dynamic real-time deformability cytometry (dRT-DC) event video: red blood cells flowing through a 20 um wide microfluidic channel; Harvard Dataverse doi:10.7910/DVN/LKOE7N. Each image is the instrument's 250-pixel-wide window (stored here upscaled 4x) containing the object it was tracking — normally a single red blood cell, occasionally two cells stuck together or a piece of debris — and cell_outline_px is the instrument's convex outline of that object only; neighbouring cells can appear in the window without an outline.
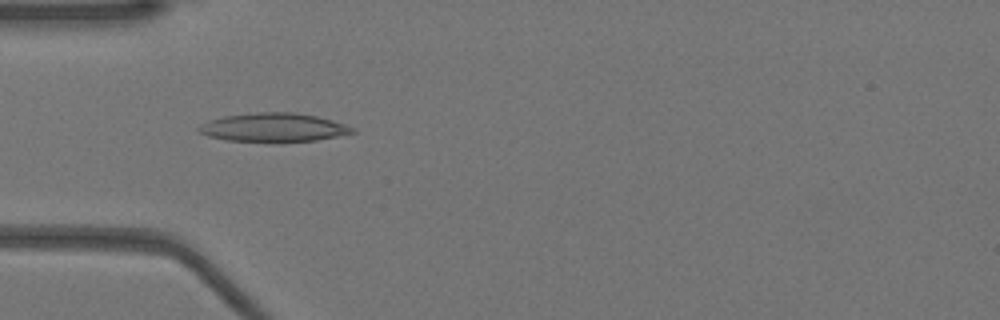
{"species": "Egyptian fruit bat (a non-hibernating species)", "species_latin": "Rousettus aegyptiacus", "temperature_condition": "warm", "stored_images_in_passage": 50, "camera_frame_rate_fps": 3000, "um_per_image_px": 0.085, "animal": {"sex": "female"}, "frame": {"image": 1, "passage_image": 15, "time_ms": 4.667, "image_size_px": [1000, 320], "cell_outline_px": [[356, 132], [316, 140], [280, 144], [228, 140], [208, 136], [200, 132], [196, 128], [200, 124], [208, 120], [224, 116], [256, 112], [292, 112], [316, 116], [332, 120], [356, 128]], "centroid_in_image_um": [23.24, 10.86], "position_along_channel_um": 61.8, "area_um2": 26.3}}
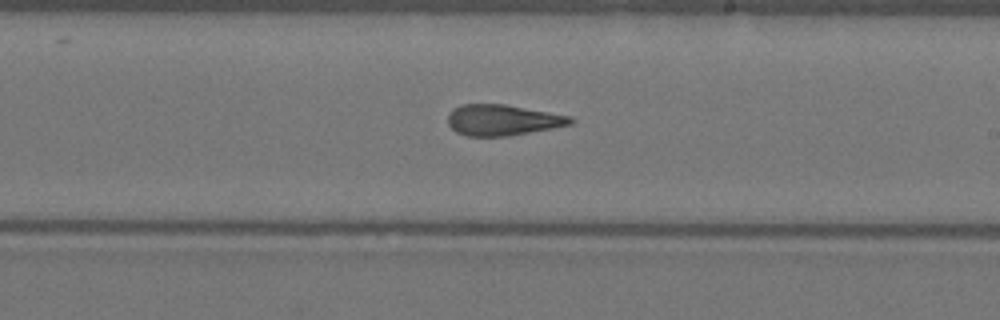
{"frame": {"image": 2, "passage_image": 29, "time_ms": 9.333, "image_size_px": [1000, 320], "cell_outline_px": [[576, 120], [572, 124], [552, 128], [508, 136], [468, 136], [456, 132], [448, 124], [448, 116], [452, 108], [460, 104], [504, 104], [572, 116]], "centroid_in_image_um": [42.72, 10.2], "position_along_channel_um": 246.3, "area_um2": 22.14}}
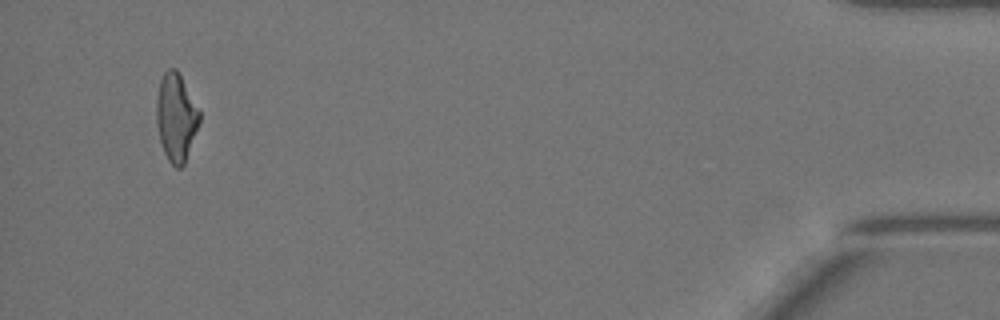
{"frame": {"image": 3, "passage_image": 48, "time_ms": 15.667, "image_size_px": [1000, 320], "cell_outline_px": [[200, 124], [184, 164], [180, 168], [176, 168], [168, 160], [164, 152], [160, 140], [156, 120], [156, 96], [160, 80], [164, 72], [168, 68], [176, 68], [200, 108]], "centroid_in_image_um": [14.98, 9.95], "position_along_channel_um": 420.2, "area_um2": 22.31}, "authors_computed_cell_mechanics": {"area_um2": 22.8021, "velocity_mm_per_s": 3.9715, "shape_relaxation_time_tau1_ms": null, "shape_relaxation_time_tau2_ms": 3.8799, "deformation_change_tau1": null, "deformation_change_tau2": 0.1534}}